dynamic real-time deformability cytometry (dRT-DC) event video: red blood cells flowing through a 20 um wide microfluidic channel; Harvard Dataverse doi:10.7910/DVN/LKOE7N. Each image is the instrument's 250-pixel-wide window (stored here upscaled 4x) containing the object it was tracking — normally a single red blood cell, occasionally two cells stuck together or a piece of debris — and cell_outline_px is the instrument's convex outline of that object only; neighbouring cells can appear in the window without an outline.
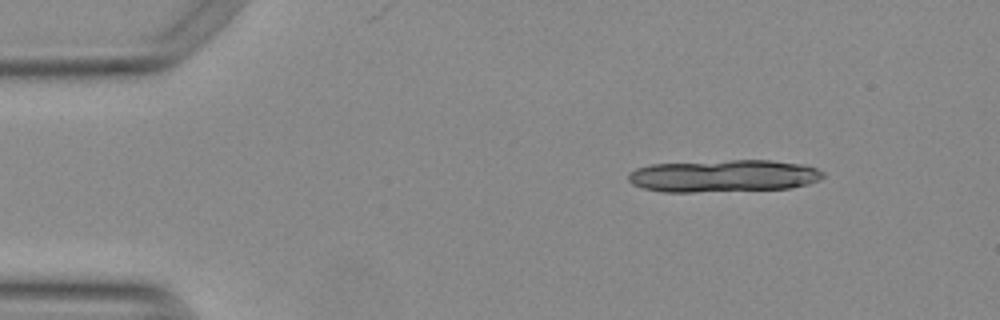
{"species": "Egyptian fruit bat (a non-hibernating species)", "species_latin": "Rousettus aegyptiacus", "temperature_condition": "warm", "stored_images_in_passage": 8, "camera_frame_rate_fps": 3000, "um_per_image_px": 0.085, "animal": {"sex": "female"}, "frame": {"image": 1, "passage_image": 1, "time_ms": 0.0, "image_size_px": [1000, 320], "cell_outline_px": [[824, 176], [808, 184], [788, 188], [692, 192], [664, 192], [644, 188], [632, 184], [628, 180], [628, 172], [636, 168], [652, 164], [732, 160], [772, 160], [804, 164], [816, 168], [824, 172]], "centroid_in_image_um": [61.48, 14.94], "position_along_channel_um": 23.5, "area_um2": 36.59}}